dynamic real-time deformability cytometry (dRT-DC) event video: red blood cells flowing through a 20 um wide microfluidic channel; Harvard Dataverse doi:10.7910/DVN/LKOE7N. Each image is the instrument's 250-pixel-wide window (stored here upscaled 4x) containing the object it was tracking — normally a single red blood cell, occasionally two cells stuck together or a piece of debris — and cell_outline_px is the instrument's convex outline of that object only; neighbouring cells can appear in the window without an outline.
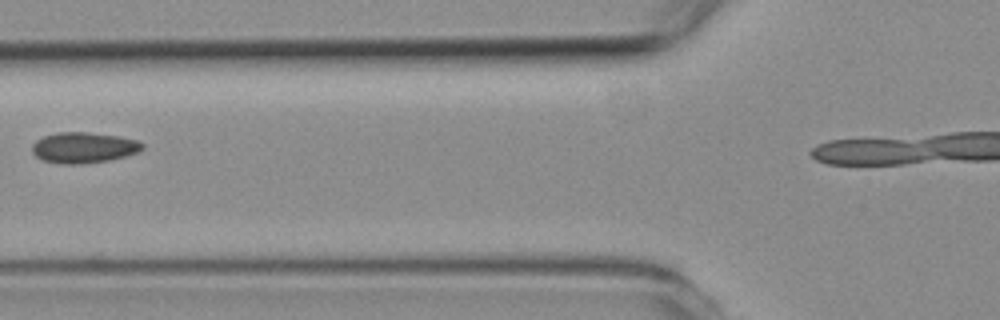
{"species": "common noctule bat (a hibernating species)", "species_latin": "Nyctalus noctula", "temperature_condition": "room temperature", "stored_images_in_passage": 3, "segment_of_instrument_passage": [1, 2], "camera_frame_rate_fps": 3000, "um_per_image_px": 0.085, "animal": {"sex": "female", "body_mass_g": 19.3, "forearm_length_mm": 54.1}, "frame": {"image": 1, "passage_image": 2, "time_ms": 1.0, "image_size_px": [1000, 320], "cell_outline_px": [[144, 148], [140, 152], [108, 160], [80, 164], [64, 164], [44, 160], [36, 156], [32, 152], [32, 144], [36, 140], [44, 136], [56, 132], [84, 132], [120, 136], [136, 140], [144, 144]], "centroid_in_image_um": [7.12, 12.54], "position_along_channel_um": 118.7, "area_um2": 19.71}}